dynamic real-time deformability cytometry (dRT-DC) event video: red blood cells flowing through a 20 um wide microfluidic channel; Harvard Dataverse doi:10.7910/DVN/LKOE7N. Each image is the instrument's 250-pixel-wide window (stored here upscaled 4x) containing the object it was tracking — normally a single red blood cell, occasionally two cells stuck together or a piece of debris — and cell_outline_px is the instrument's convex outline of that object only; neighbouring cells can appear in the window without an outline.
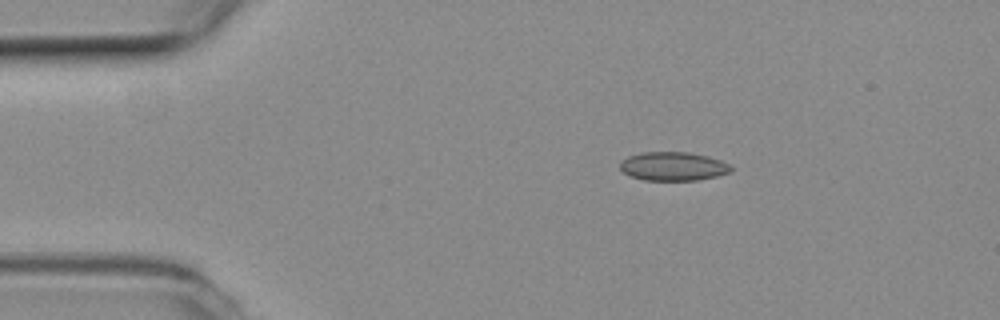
{"species": "common noctule bat (a hibernating species)", "species_latin": "Nyctalus noctula", "temperature_condition": "room temperature", "stored_images_in_passage": 4, "camera_frame_rate_fps": 3000, "um_per_image_px": 0.085, "animal": {"sex": "female", "body_mass_g": 19.3, "forearm_length_mm": 54.1}, "frame": {"image": 1, "passage_image": 2, "time_ms": 0.333, "image_size_px": [1000, 320], "cell_outline_px": [[732, 172], [716, 176], [696, 180], [644, 180], [632, 176], [624, 172], [620, 168], [620, 160], [628, 156], [640, 152], [688, 152], [708, 156], [720, 160], [728, 164], [732, 168]], "centroid_in_image_um": [57.21, 14.13], "position_along_channel_um": 27.8, "area_um2": 18.55}}